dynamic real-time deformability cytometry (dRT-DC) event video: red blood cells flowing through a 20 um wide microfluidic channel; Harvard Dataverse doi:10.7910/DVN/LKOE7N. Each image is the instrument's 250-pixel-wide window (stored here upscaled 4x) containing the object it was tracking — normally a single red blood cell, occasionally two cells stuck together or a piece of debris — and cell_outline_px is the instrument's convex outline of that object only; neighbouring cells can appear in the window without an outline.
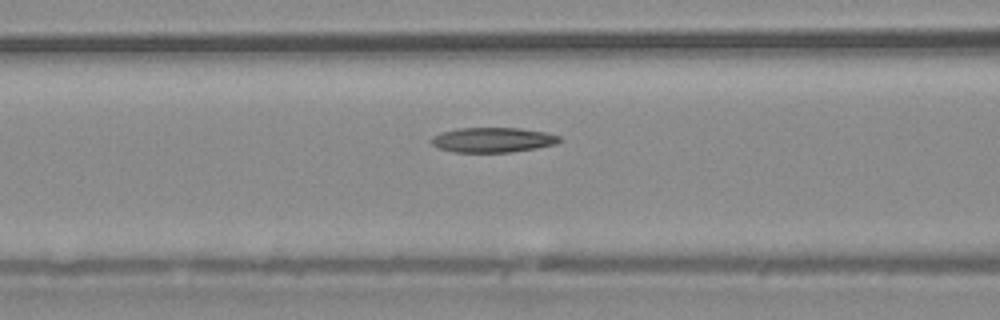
{"species": "common noctule bat (a hibernating species)", "species_latin": "Nyctalus noctula", "temperature_condition": "warm", "stored_images_in_passage": 40, "camera_frame_rate_fps": 3000, "um_per_image_px": 0.085, "animal": {"sex": "male", "body_mass_g": 20.4}, "frame": {"image": 1, "passage_image": 10, "time_ms": 3.0, "image_size_px": [1000, 320], "cell_outline_px": [[564, 140], [556, 144], [536, 148], [512, 152], [452, 152], [440, 148], [432, 144], [428, 140], [432, 136], [440, 132], [456, 128], [520, 128], [544, 132], [560, 136]], "centroid_in_image_um": [41.87, 11.89], "position_along_channel_um": 124.7, "area_um2": 18.79}}
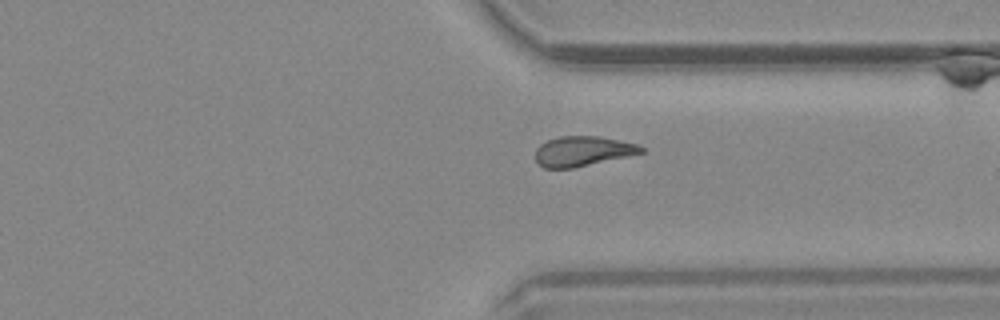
{"frame": {"image": 2, "passage_image": 29, "time_ms": 9.333, "image_size_px": [1000, 320], "cell_outline_px": [[644, 152], [628, 156], [572, 168], [544, 168], [536, 160], [536, 148], [540, 144], [548, 140], [560, 136], [600, 136], [636, 144], [644, 148]], "centroid_in_image_um": [49.51, 12.84], "position_along_channel_um": 361.9, "area_um2": 18.26}}
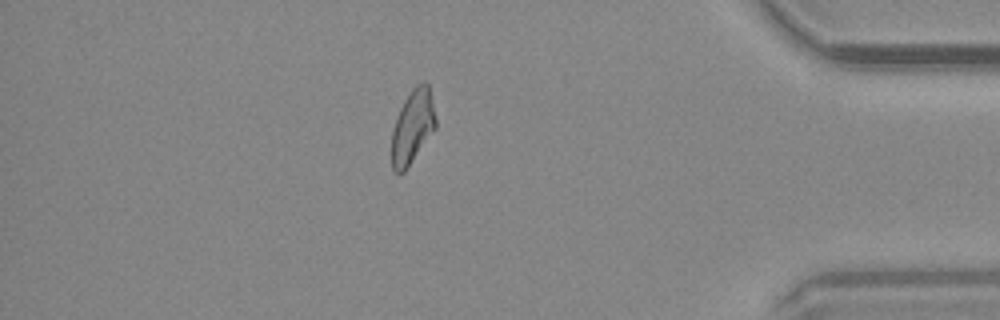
{"frame": {"image": 3, "passage_image": 35, "time_ms": 11.333, "image_size_px": [1000, 320], "cell_outline_px": [[436, 128], [404, 172], [400, 176], [392, 168], [392, 132], [400, 108], [404, 100], [412, 88], [416, 84], [424, 80], [428, 84], [436, 120]], "centroid_in_image_um": [35.07, 10.77], "position_along_channel_um": 400.1, "area_um2": 18.79}}